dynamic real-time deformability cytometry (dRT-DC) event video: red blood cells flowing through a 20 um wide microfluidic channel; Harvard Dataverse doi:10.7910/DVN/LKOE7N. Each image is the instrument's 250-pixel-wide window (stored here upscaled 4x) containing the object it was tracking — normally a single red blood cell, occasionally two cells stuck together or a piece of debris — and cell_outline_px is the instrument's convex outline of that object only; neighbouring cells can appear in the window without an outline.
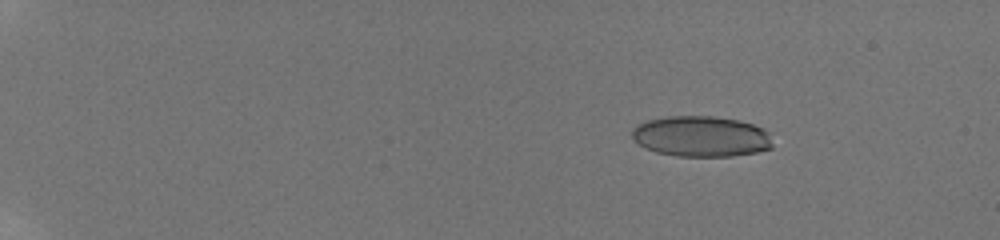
{"species": "human", "species_latin": "Homo sapiens", "temperature_condition": "room temperature", "stored_images_in_passage": 28, "camera_frame_rate_fps": 3000, "um_per_image_px": 0.085, "donor": {"sex": "male"}, "frame": {"image": 1, "passage_image": 4, "time_ms": 2.667, "image_size_px": [1000, 240], "cell_outline_px": [[772, 148], [756, 152], [732, 156], [676, 156], [656, 152], [644, 148], [632, 140], [632, 128], [636, 124], [648, 120], [668, 116], [712, 116], [736, 120], [752, 124], [764, 128], [768, 132], [772, 144]], "centroid_in_image_um": [59.55, 11.59], "position_along_channel_um": 25.4, "area_um2": 33.52}}
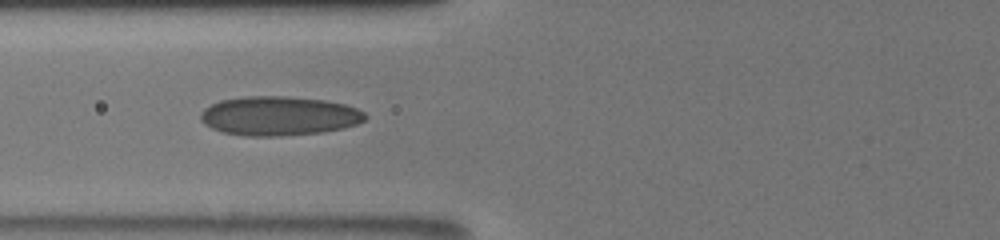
{"frame": {"image": 2, "passage_image": 18, "time_ms": 8.333, "image_size_px": [1000, 240], "cell_outline_px": [[368, 116], [364, 120], [356, 124], [340, 128], [320, 132], [280, 136], [244, 136], [220, 132], [204, 124], [200, 120], [200, 112], [204, 108], [220, 100], [244, 96], [284, 96], [324, 100], [344, 104], [356, 108], [364, 112]], "centroid_in_image_um": [23.66, 9.85], "position_along_channel_um": 102.1, "area_um2": 37.63}}
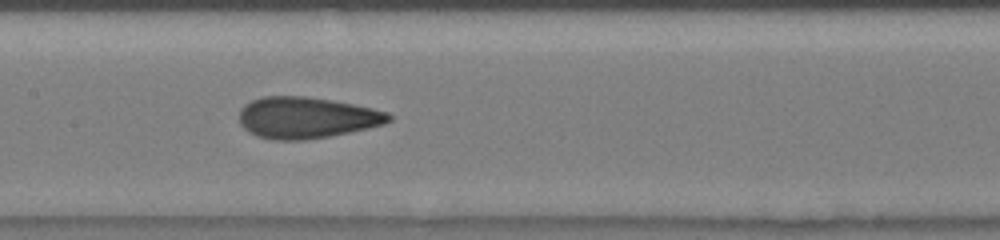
{"frame": {"image": 3, "passage_image": 24, "time_ms": 10.333, "image_size_px": [1000, 240], "cell_outline_px": [[392, 120], [384, 124], [368, 128], [328, 136], [304, 140], [276, 140], [256, 136], [248, 132], [240, 124], [240, 108], [244, 104], [252, 100], [264, 96], [304, 96], [352, 104], [372, 108], [388, 112], [392, 116]], "centroid_in_image_um": [26.03, 10.0], "position_along_channel_um": 181.4, "area_um2": 35.89}}